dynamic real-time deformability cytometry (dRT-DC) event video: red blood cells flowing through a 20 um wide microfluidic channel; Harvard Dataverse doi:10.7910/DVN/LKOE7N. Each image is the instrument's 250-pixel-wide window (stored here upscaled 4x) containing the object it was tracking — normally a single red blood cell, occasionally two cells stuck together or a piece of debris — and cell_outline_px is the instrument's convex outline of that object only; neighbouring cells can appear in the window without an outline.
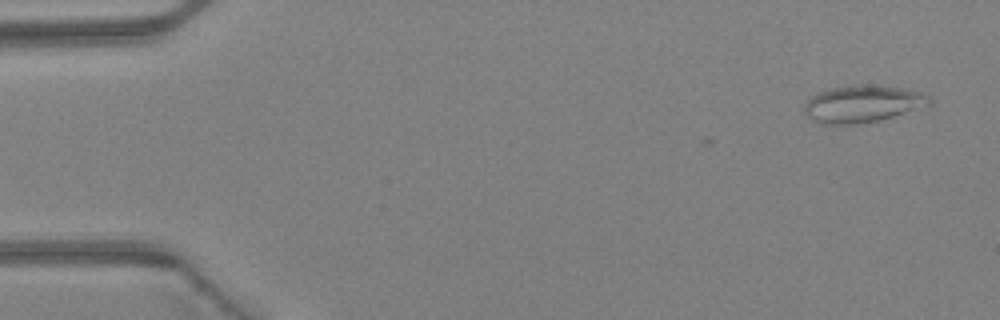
{"species": "Egyptian fruit bat (a non-hibernating species)", "species_latin": "Rousettus aegyptiacus", "temperature_condition": "warm", "stored_images_in_passage": 4, "camera_frame_rate_fps": 3000, "um_per_image_px": 0.085, "animal": {"sex": "female"}, "frame": {"image": 1, "passage_image": 4, "time_ms": 1.0, "image_size_px": [1000, 320], "cell_outline_px": [[932, 100], [928, 104], [880, 120], [864, 124], [824, 124], [812, 120], [804, 112], [804, 104], [812, 96], [820, 92], [832, 88], [856, 84], [872, 84], [900, 88], [924, 92]], "centroid_in_image_um": [73.28, 8.82], "position_along_channel_um": 11.7, "area_um2": 26.82}}